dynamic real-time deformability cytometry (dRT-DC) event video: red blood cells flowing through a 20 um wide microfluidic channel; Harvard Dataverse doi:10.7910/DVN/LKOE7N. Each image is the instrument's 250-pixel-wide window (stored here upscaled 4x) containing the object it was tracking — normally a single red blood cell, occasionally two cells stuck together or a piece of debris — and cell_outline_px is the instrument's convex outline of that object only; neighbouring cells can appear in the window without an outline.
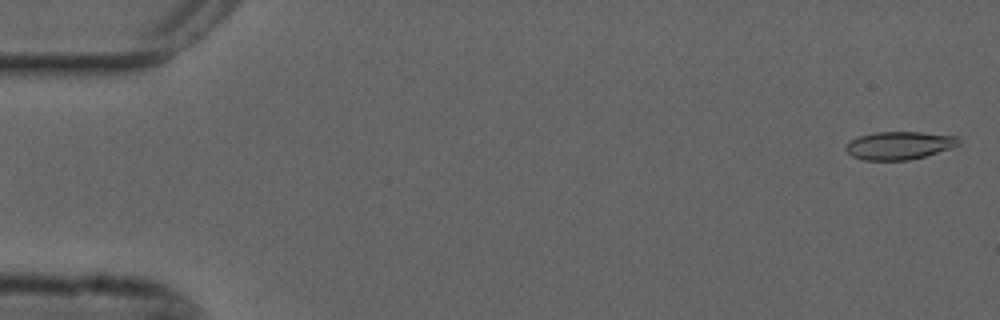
{"species": "common noctule bat (a hibernating species)", "species_latin": "Nyctalus noctula", "temperature_condition": "cold", "stored_images_in_passage": 55, "camera_frame_rate_fps": 3000, "um_per_image_px": 0.085, "animal": {"sex": "male", "forearm_length_mm": 52.5}, "frame": {"image": 1, "passage_image": 2, "time_ms": 0.333, "image_size_px": [1000, 320], "cell_outline_px": [[960, 144], [952, 148], [924, 156], [908, 160], [864, 160], [852, 156], [844, 148], [856, 136], [876, 132], [920, 132], [956, 136], [960, 140]], "centroid_in_image_um": [76.44, 12.36], "position_along_channel_um": 8.6, "area_um2": 18.32}}
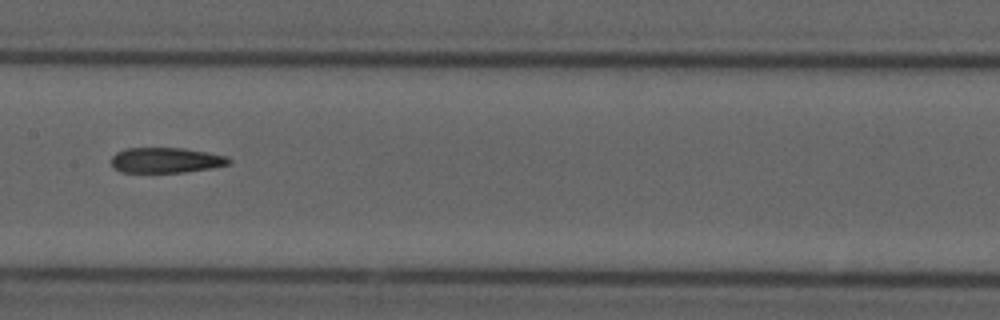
{"frame": {"image": 2, "passage_image": 28, "time_ms": 9.0, "image_size_px": [1000, 320], "cell_outline_px": [[232, 160], [228, 164], [212, 168], [184, 172], [120, 172], [112, 164], [112, 156], [116, 152], [124, 148], [184, 148], [208, 152], [228, 156]], "centroid_in_image_um": [14.13, 13.61], "position_along_channel_um": 193.3, "area_um2": 17.4}}
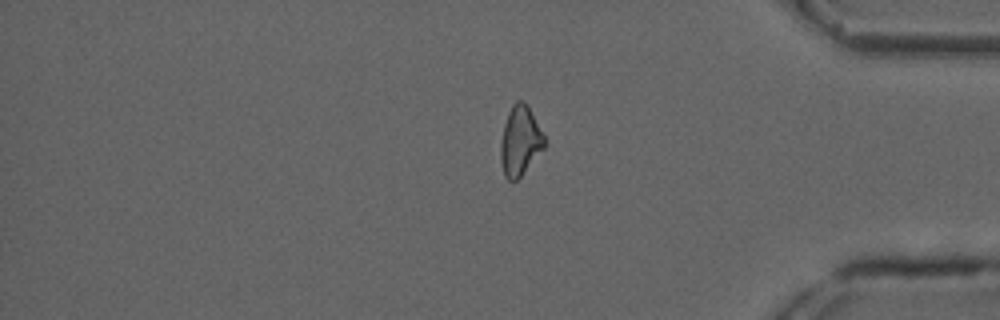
{"frame": {"image": 3, "passage_image": 46, "time_ms": 15.0, "image_size_px": [1000, 320], "cell_outline_px": [[544, 148], [520, 176], [516, 180], [508, 180], [504, 176], [500, 160], [500, 144], [504, 124], [508, 112], [512, 104], [516, 100], [524, 100], [528, 104], [544, 136]], "centroid_in_image_um": [44.18, 11.94], "position_along_channel_um": 391.0, "area_um2": 17.69}, "authors_computed_cell_mechanics": {"area_um2": 18.3226, "velocity_mm_per_s": 3.7044, "shape_relaxation_time_tau1_ms": null, "shape_relaxation_time_tau2_ms": 5.8552, "deformation_change_tau1": null, "deformation_change_tau2": 0.1696}}